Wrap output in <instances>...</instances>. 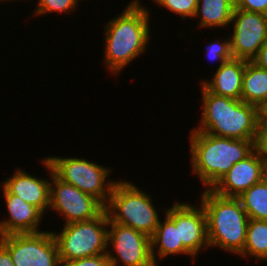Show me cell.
I'll return each instance as SVG.
<instances>
[{"mask_svg":"<svg viewBox=\"0 0 267 266\" xmlns=\"http://www.w3.org/2000/svg\"><path fill=\"white\" fill-rule=\"evenodd\" d=\"M140 0L131 3L105 25L104 64L115 76L147 51L150 40V10ZM130 62V63H129Z\"/></svg>","mask_w":267,"mask_h":266,"instance_id":"1","label":"cell"},{"mask_svg":"<svg viewBox=\"0 0 267 266\" xmlns=\"http://www.w3.org/2000/svg\"><path fill=\"white\" fill-rule=\"evenodd\" d=\"M190 136L192 172L206 189H212L235 163L255 149L252 140L219 137L194 128Z\"/></svg>","mask_w":267,"mask_h":266,"instance_id":"2","label":"cell"},{"mask_svg":"<svg viewBox=\"0 0 267 266\" xmlns=\"http://www.w3.org/2000/svg\"><path fill=\"white\" fill-rule=\"evenodd\" d=\"M202 115L196 131L219 137L252 140L258 130L257 107L242 100L218 96L201 84Z\"/></svg>","mask_w":267,"mask_h":266,"instance_id":"3","label":"cell"},{"mask_svg":"<svg viewBox=\"0 0 267 266\" xmlns=\"http://www.w3.org/2000/svg\"><path fill=\"white\" fill-rule=\"evenodd\" d=\"M200 204L206 214L209 247L239 255L246 241L249 217L238 198L205 189Z\"/></svg>","mask_w":267,"mask_h":266,"instance_id":"4","label":"cell"},{"mask_svg":"<svg viewBox=\"0 0 267 266\" xmlns=\"http://www.w3.org/2000/svg\"><path fill=\"white\" fill-rule=\"evenodd\" d=\"M133 182L117 180L105 206L109 221L131 227L150 238L161 218L151 196Z\"/></svg>","mask_w":267,"mask_h":266,"instance_id":"5","label":"cell"},{"mask_svg":"<svg viewBox=\"0 0 267 266\" xmlns=\"http://www.w3.org/2000/svg\"><path fill=\"white\" fill-rule=\"evenodd\" d=\"M108 214L104 210L98 217L69 223L61 233L53 232L60 261L92 257L107 252Z\"/></svg>","mask_w":267,"mask_h":266,"instance_id":"6","label":"cell"},{"mask_svg":"<svg viewBox=\"0 0 267 266\" xmlns=\"http://www.w3.org/2000/svg\"><path fill=\"white\" fill-rule=\"evenodd\" d=\"M46 159L59 179L72 184L106 206L116 182L108 178L111 174L110 167L90 162L86 158L50 156Z\"/></svg>","mask_w":267,"mask_h":266,"instance_id":"7","label":"cell"},{"mask_svg":"<svg viewBox=\"0 0 267 266\" xmlns=\"http://www.w3.org/2000/svg\"><path fill=\"white\" fill-rule=\"evenodd\" d=\"M41 162L48 169L49 180L52 182L49 209L64 216V225L96 218L104 211L105 207L97 199L59 179L46 158Z\"/></svg>","mask_w":267,"mask_h":266,"instance_id":"8","label":"cell"},{"mask_svg":"<svg viewBox=\"0 0 267 266\" xmlns=\"http://www.w3.org/2000/svg\"><path fill=\"white\" fill-rule=\"evenodd\" d=\"M14 266H60L58 247L52 231L0 236Z\"/></svg>","mask_w":267,"mask_h":266,"instance_id":"9","label":"cell"},{"mask_svg":"<svg viewBox=\"0 0 267 266\" xmlns=\"http://www.w3.org/2000/svg\"><path fill=\"white\" fill-rule=\"evenodd\" d=\"M109 245L114 251H109ZM107 249L109 262L115 265L156 266L151 255V238L131 227L109 221Z\"/></svg>","mask_w":267,"mask_h":266,"instance_id":"10","label":"cell"},{"mask_svg":"<svg viewBox=\"0 0 267 266\" xmlns=\"http://www.w3.org/2000/svg\"><path fill=\"white\" fill-rule=\"evenodd\" d=\"M231 23L233 58L252 61L267 42V15L235 8Z\"/></svg>","mask_w":267,"mask_h":266,"instance_id":"11","label":"cell"},{"mask_svg":"<svg viewBox=\"0 0 267 266\" xmlns=\"http://www.w3.org/2000/svg\"><path fill=\"white\" fill-rule=\"evenodd\" d=\"M174 203L165 208V215L178 227L179 242L196 258L199 251L209 248L207 220L203 206Z\"/></svg>","mask_w":267,"mask_h":266,"instance_id":"12","label":"cell"},{"mask_svg":"<svg viewBox=\"0 0 267 266\" xmlns=\"http://www.w3.org/2000/svg\"><path fill=\"white\" fill-rule=\"evenodd\" d=\"M266 171V163L254 149L235 163L211 190L223 197L237 198L252 185L262 181Z\"/></svg>","mask_w":267,"mask_h":266,"instance_id":"13","label":"cell"},{"mask_svg":"<svg viewBox=\"0 0 267 266\" xmlns=\"http://www.w3.org/2000/svg\"><path fill=\"white\" fill-rule=\"evenodd\" d=\"M9 219L0 221V236L11 234L38 233L43 212L36 206L25 202L17 195L10 194L3 186ZM39 225V226H38Z\"/></svg>","mask_w":267,"mask_h":266,"instance_id":"14","label":"cell"},{"mask_svg":"<svg viewBox=\"0 0 267 266\" xmlns=\"http://www.w3.org/2000/svg\"><path fill=\"white\" fill-rule=\"evenodd\" d=\"M50 183L18 168L2 185L10 194L19 196L44 213L50 206Z\"/></svg>","mask_w":267,"mask_h":266,"instance_id":"15","label":"cell"},{"mask_svg":"<svg viewBox=\"0 0 267 266\" xmlns=\"http://www.w3.org/2000/svg\"><path fill=\"white\" fill-rule=\"evenodd\" d=\"M247 60L232 58L218 66L211 80L201 84L211 93L241 100L244 70Z\"/></svg>","mask_w":267,"mask_h":266,"instance_id":"16","label":"cell"},{"mask_svg":"<svg viewBox=\"0 0 267 266\" xmlns=\"http://www.w3.org/2000/svg\"><path fill=\"white\" fill-rule=\"evenodd\" d=\"M164 217L165 221H159L155 233L151 237V255L154 264L158 266L157 260H162L168 255L182 253L193 257V262L196 261L194 256L183 246L182 242H179L178 227L166 215ZM155 249L157 252H155ZM155 253L158 254L157 257H155Z\"/></svg>","mask_w":267,"mask_h":266,"instance_id":"17","label":"cell"},{"mask_svg":"<svg viewBox=\"0 0 267 266\" xmlns=\"http://www.w3.org/2000/svg\"><path fill=\"white\" fill-rule=\"evenodd\" d=\"M234 9L235 0H198L194 19L199 17L201 28L229 27Z\"/></svg>","mask_w":267,"mask_h":266,"instance_id":"18","label":"cell"},{"mask_svg":"<svg viewBox=\"0 0 267 266\" xmlns=\"http://www.w3.org/2000/svg\"><path fill=\"white\" fill-rule=\"evenodd\" d=\"M267 99V70L247 61L244 70L241 100L258 107Z\"/></svg>","mask_w":267,"mask_h":266,"instance_id":"19","label":"cell"},{"mask_svg":"<svg viewBox=\"0 0 267 266\" xmlns=\"http://www.w3.org/2000/svg\"><path fill=\"white\" fill-rule=\"evenodd\" d=\"M239 256L267 261V220L249 219L245 247Z\"/></svg>","mask_w":267,"mask_h":266,"instance_id":"20","label":"cell"},{"mask_svg":"<svg viewBox=\"0 0 267 266\" xmlns=\"http://www.w3.org/2000/svg\"><path fill=\"white\" fill-rule=\"evenodd\" d=\"M249 219L267 220V178L237 197Z\"/></svg>","mask_w":267,"mask_h":266,"instance_id":"21","label":"cell"},{"mask_svg":"<svg viewBox=\"0 0 267 266\" xmlns=\"http://www.w3.org/2000/svg\"><path fill=\"white\" fill-rule=\"evenodd\" d=\"M153 2L185 20L187 17L194 18L198 0H153Z\"/></svg>","mask_w":267,"mask_h":266,"instance_id":"22","label":"cell"},{"mask_svg":"<svg viewBox=\"0 0 267 266\" xmlns=\"http://www.w3.org/2000/svg\"><path fill=\"white\" fill-rule=\"evenodd\" d=\"M79 0H38L37 7L33 12L35 16L48 14L51 12H63L68 13L69 11H75L78 6Z\"/></svg>","mask_w":267,"mask_h":266,"instance_id":"23","label":"cell"},{"mask_svg":"<svg viewBox=\"0 0 267 266\" xmlns=\"http://www.w3.org/2000/svg\"><path fill=\"white\" fill-rule=\"evenodd\" d=\"M206 55L211 61H218L221 66L226 61L233 58L231 53L230 38L224 41H211L206 49Z\"/></svg>","mask_w":267,"mask_h":266,"instance_id":"24","label":"cell"},{"mask_svg":"<svg viewBox=\"0 0 267 266\" xmlns=\"http://www.w3.org/2000/svg\"><path fill=\"white\" fill-rule=\"evenodd\" d=\"M108 264L107 253L71 261H60V266H107Z\"/></svg>","mask_w":267,"mask_h":266,"instance_id":"25","label":"cell"},{"mask_svg":"<svg viewBox=\"0 0 267 266\" xmlns=\"http://www.w3.org/2000/svg\"><path fill=\"white\" fill-rule=\"evenodd\" d=\"M235 8L267 15V0H235Z\"/></svg>","mask_w":267,"mask_h":266,"instance_id":"26","label":"cell"},{"mask_svg":"<svg viewBox=\"0 0 267 266\" xmlns=\"http://www.w3.org/2000/svg\"><path fill=\"white\" fill-rule=\"evenodd\" d=\"M254 147L267 166V124H258Z\"/></svg>","mask_w":267,"mask_h":266,"instance_id":"27","label":"cell"},{"mask_svg":"<svg viewBox=\"0 0 267 266\" xmlns=\"http://www.w3.org/2000/svg\"><path fill=\"white\" fill-rule=\"evenodd\" d=\"M252 61L267 70V42L261 47L258 55Z\"/></svg>","mask_w":267,"mask_h":266,"instance_id":"28","label":"cell"},{"mask_svg":"<svg viewBox=\"0 0 267 266\" xmlns=\"http://www.w3.org/2000/svg\"><path fill=\"white\" fill-rule=\"evenodd\" d=\"M0 266H14L9 250L0 242Z\"/></svg>","mask_w":267,"mask_h":266,"instance_id":"29","label":"cell"},{"mask_svg":"<svg viewBox=\"0 0 267 266\" xmlns=\"http://www.w3.org/2000/svg\"><path fill=\"white\" fill-rule=\"evenodd\" d=\"M258 124H267V99L257 107Z\"/></svg>","mask_w":267,"mask_h":266,"instance_id":"30","label":"cell"},{"mask_svg":"<svg viewBox=\"0 0 267 266\" xmlns=\"http://www.w3.org/2000/svg\"><path fill=\"white\" fill-rule=\"evenodd\" d=\"M107 266H118V265H115V264L109 262V264Z\"/></svg>","mask_w":267,"mask_h":266,"instance_id":"31","label":"cell"},{"mask_svg":"<svg viewBox=\"0 0 267 266\" xmlns=\"http://www.w3.org/2000/svg\"><path fill=\"white\" fill-rule=\"evenodd\" d=\"M1 1H2V2H4V1H5V2H8V1H15V0H0V2H1ZM16 1H17V0H16ZM18 1H19V0H18Z\"/></svg>","mask_w":267,"mask_h":266,"instance_id":"32","label":"cell"}]
</instances>
